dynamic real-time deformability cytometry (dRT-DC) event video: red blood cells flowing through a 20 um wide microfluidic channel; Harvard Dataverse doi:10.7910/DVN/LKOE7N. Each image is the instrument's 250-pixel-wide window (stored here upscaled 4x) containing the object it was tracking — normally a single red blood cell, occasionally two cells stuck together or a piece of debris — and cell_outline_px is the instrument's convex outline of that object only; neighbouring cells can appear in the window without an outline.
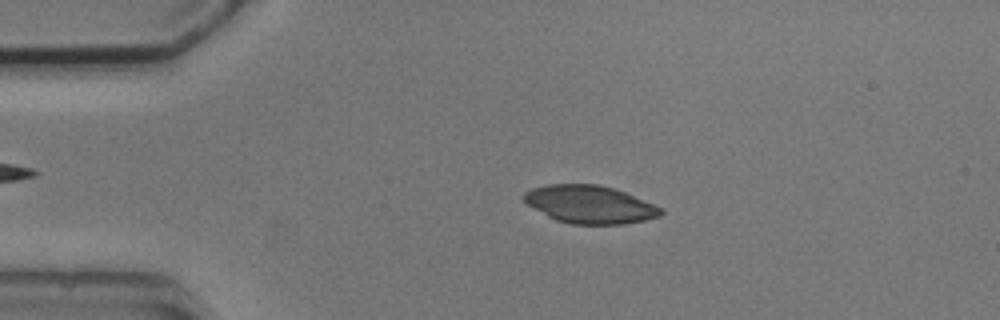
{"species": "common noctule bat (a hibernating species)", "species_latin": "Nyctalus noctula", "temperature_condition": "cold", "stored_images_in_passage": 4, "camera_frame_rate_fps": 3000, "um_per_image_px": 0.085, "animal": {"sex": "male", "body_mass_g": 20.5, "forearm_length_mm": 52.5}, "frame": {"image": 1, "passage_image": 3, "time_ms": 2.333, "image_size_px": [1000, 320], "cell_outline_px": [[664, 212], [660, 216], [644, 220], [624, 224], [572, 224], [556, 220], [548, 216], [528, 204], [520, 196], [524, 192], [532, 188], [548, 184], [600, 184], [616, 188], [652, 204], [660, 208]], "centroid_in_image_um": [50.11, 17.36], "position_along_channel_um": 34.9, "area_um2": 30.11}}